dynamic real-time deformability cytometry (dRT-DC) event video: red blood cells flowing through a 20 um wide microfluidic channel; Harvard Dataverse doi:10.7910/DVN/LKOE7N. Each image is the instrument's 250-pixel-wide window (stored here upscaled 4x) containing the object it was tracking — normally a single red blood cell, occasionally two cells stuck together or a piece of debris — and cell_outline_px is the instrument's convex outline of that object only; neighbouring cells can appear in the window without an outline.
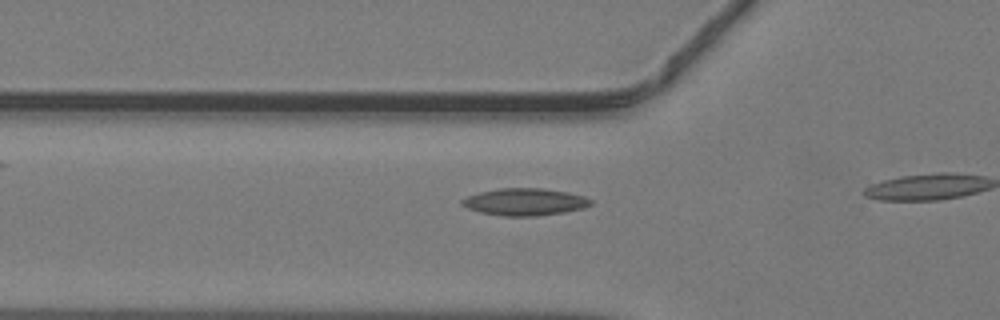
{"species": "common noctule bat (a hibernating species)", "species_latin": "Nyctalus noctula", "temperature_condition": "warm", "stored_images_in_passage": 14, "camera_frame_rate_fps": 3000, "um_per_image_px": 0.085, "animal": {"sex": "male", "body_mass_g": 19.2, "forearm_length_mm": 51.8}, "frame": {"image": 1, "passage_image": 7, "time_ms": 2.0, "image_size_px": [1000, 320], "cell_outline_px": [[592, 204], [584, 208], [564, 212], [536, 216], [504, 216], [480, 212], [468, 208], [460, 204], [460, 200], [468, 196], [480, 192], [500, 188], [544, 188], [568, 192], [584, 196], [592, 200]], "centroid_in_image_um": [44.62, 17.16], "position_along_channel_um": 81.2, "area_um2": 20.4}}
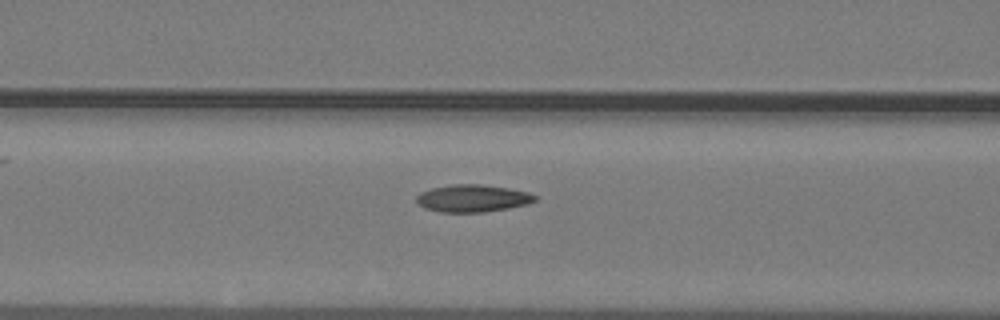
{"frame": {"image": 2, "passage_image": 10, "time_ms": 3.0, "image_size_px": [1000, 320], "cell_outline_px": [[536, 200], [528, 204], [508, 208], [484, 212], [440, 212], [424, 208], [416, 200], [416, 196], [420, 192], [432, 188], [452, 184], [480, 184], [508, 188], [528, 192], [536, 196]], "centroid_in_image_um": [40.16, 16.85], "position_along_channel_um": 126.4, "area_um2": 18.84}}